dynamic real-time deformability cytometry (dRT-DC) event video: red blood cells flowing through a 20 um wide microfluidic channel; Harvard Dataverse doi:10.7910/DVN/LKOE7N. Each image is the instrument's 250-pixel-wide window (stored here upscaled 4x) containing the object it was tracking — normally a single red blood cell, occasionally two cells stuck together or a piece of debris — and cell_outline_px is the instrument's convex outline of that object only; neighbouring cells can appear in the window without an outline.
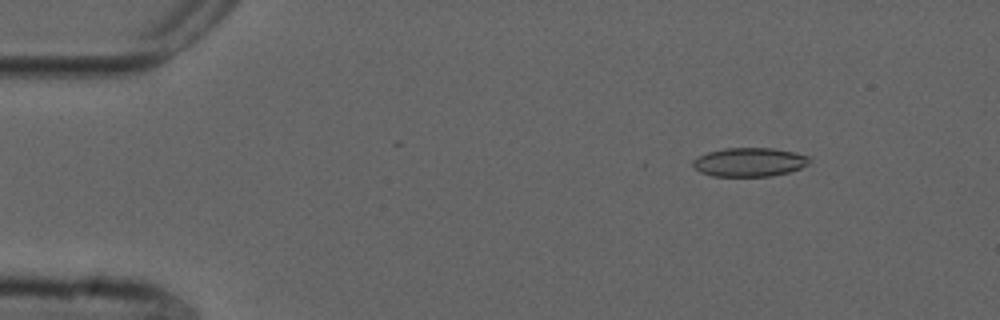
{"species": "common noctule bat (a hibernating species)", "species_latin": "Nyctalus noctula", "temperature_condition": "cold", "stored_images_in_passage": 53, "camera_frame_rate_fps": 3000, "um_per_image_px": 0.085, "animal": {"sex": "male", "forearm_length_mm": 52.5}, "frame": {"image": 1, "passage_image": 6, "time_ms": 1.667, "image_size_px": [1000, 320], "cell_outline_px": [[812, 160], [808, 164], [800, 168], [788, 172], [772, 176], [712, 176], [700, 172], [692, 164], [692, 160], [708, 152], [724, 148], [772, 148], [792, 152], [808, 156]], "centroid_in_image_um": [63.7, 13.78], "position_along_channel_um": 21.3, "area_um2": 19.48}}
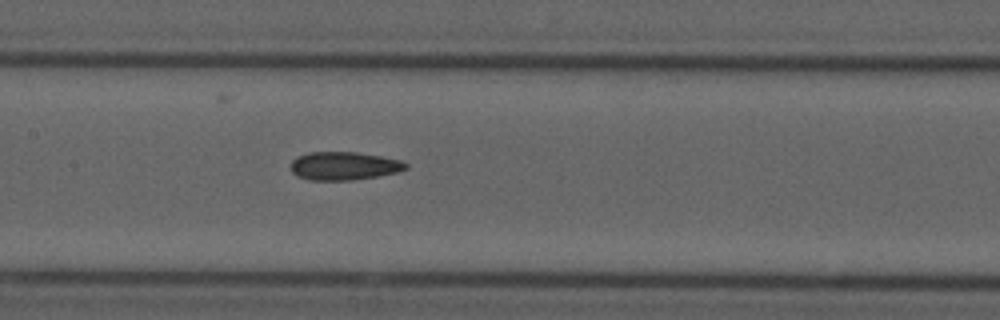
{"frame": {"image": 2, "passage_image": 25, "time_ms": 8.0, "image_size_px": [1000, 320], "cell_outline_px": [[408, 168], [400, 172], [352, 180], [308, 180], [296, 176], [292, 172], [292, 160], [296, 156], [308, 152], [356, 152], [380, 156], [400, 160], [408, 164]], "centroid_in_image_um": [29.23, 14.1], "position_along_channel_um": 178.2, "area_um2": 19.02}}
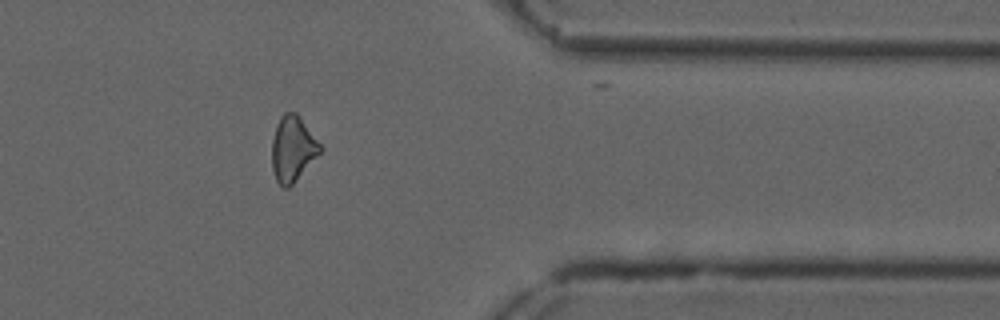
{"frame": {"image": 3, "passage_image": 43, "time_ms": 14.0, "image_size_px": [1000, 320], "cell_outline_px": [[324, 148], [292, 184], [288, 188], [284, 188], [276, 180], [272, 168], [272, 140], [276, 124], [280, 116], [284, 112], [296, 112], [300, 116]], "centroid_in_image_um": [24.88, 12.61], "position_along_channel_um": 386.5, "area_um2": 18.38}, "authors_computed_cell_mechanics": {"area_um2": 19.0162, "velocity_mm_per_s": 3.7525, "shape_relaxation_time_tau1_ms": null, "shape_relaxation_time_tau2_ms": 5.1715, "deformation_change_tau1": null, "deformation_change_tau2": 0.1449}}